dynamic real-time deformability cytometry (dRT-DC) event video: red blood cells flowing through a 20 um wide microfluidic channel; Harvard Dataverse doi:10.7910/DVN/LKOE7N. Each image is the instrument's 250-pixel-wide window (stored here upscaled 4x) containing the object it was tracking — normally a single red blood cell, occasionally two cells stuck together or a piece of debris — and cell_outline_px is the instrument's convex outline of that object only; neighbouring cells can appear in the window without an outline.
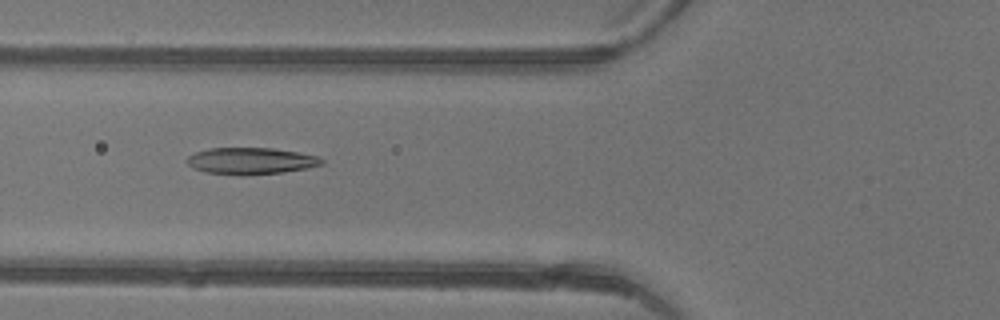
{"species": "common noctule bat (a hibernating species)", "species_latin": "Nyctalus noctula", "temperature_condition": "warm", "stored_images_in_passage": 31, "camera_frame_rate_fps": 3000, "um_per_image_px": 0.085, "animal": {"sex": "female"}, "frame": {"image": 1, "passage_image": 3, "time_ms": 0.667, "image_size_px": [1000, 320], "cell_outline_px": [[324, 164], [308, 168], [284, 172], [240, 176], [204, 172], [192, 168], [184, 160], [188, 156], [196, 152], [208, 148], [272, 148], [320, 156], [324, 160]], "centroid_in_image_um": [21.31, 13.69], "position_along_channel_um": 104.5, "area_um2": 21.27}}
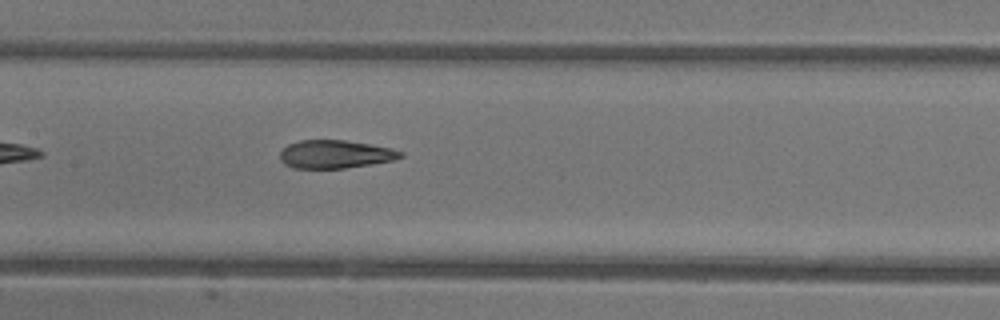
{"frame": {"image": 2, "passage_image": 8, "time_ms": 2.333, "image_size_px": [1000, 320], "cell_outline_px": [[404, 156], [392, 160], [344, 168], [292, 168], [284, 164], [280, 160], [280, 152], [288, 144], [300, 140], [344, 140], [392, 148], [404, 152]], "centroid_in_image_um": [28.47, 13.1], "position_along_channel_um": 178.9, "area_um2": 19.65}}
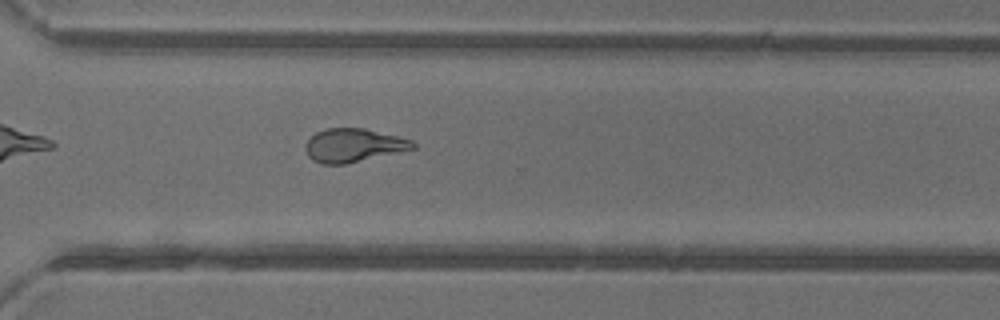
{"frame": {"image": 3, "passage_image": 19, "time_ms": 6.0, "image_size_px": [1000, 320], "cell_outline_px": [[416, 148], [344, 164], [324, 164], [312, 160], [308, 156], [308, 140], [316, 132], [324, 128], [364, 128], [412, 140], [416, 144]], "centroid_in_image_um": [30.06, 12.34], "position_along_channel_um": 340.5, "area_um2": 20.52}, "authors_computed_cell_mechanics": {"area_um2": 20.9236, "velocity_mm_per_s": 4.4259, "shape_relaxation_time_tau1_ms": null, "shape_relaxation_time_tau2_ms": 1.2611, "deformation_change_tau1": null, "deformation_change_tau2": 0.0737}}